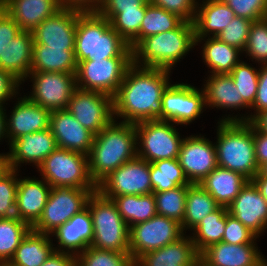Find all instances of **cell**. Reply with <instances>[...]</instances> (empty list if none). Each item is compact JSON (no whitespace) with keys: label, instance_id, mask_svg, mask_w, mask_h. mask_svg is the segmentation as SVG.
<instances>
[{"label":"cell","instance_id":"cell-1","mask_svg":"<svg viewBox=\"0 0 267 266\" xmlns=\"http://www.w3.org/2000/svg\"><path fill=\"white\" fill-rule=\"evenodd\" d=\"M170 70L131 64L113 97V115L121 122L162 120V95L171 84Z\"/></svg>","mask_w":267,"mask_h":266},{"label":"cell","instance_id":"cell-2","mask_svg":"<svg viewBox=\"0 0 267 266\" xmlns=\"http://www.w3.org/2000/svg\"><path fill=\"white\" fill-rule=\"evenodd\" d=\"M137 157V135L134 123L117 122L114 118L94 135L88 155L89 174L98 186L122 164Z\"/></svg>","mask_w":267,"mask_h":266},{"label":"cell","instance_id":"cell-3","mask_svg":"<svg viewBox=\"0 0 267 266\" xmlns=\"http://www.w3.org/2000/svg\"><path fill=\"white\" fill-rule=\"evenodd\" d=\"M74 52L77 63L90 59L132 57L129 44L112 28L110 21L97 12L78 15Z\"/></svg>","mask_w":267,"mask_h":266},{"label":"cell","instance_id":"cell-4","mask_svg":"<svg viewBox=\"0 0 267 266\" xmlns=\"http://www.w3.org/2000/svg\"><path fill=\"white\" fill-rule=\"evenodd\" d=\"M193 22L182 21L175 29L150 35L132 49V63L170 70L194 48Z\"/></svg>","mask_w":267,"mask_h":266},{"label":"cell","instance_id":"cell-5","mask_svg":"<svg viewBox=\"0 0 267 266\" xmlns=\"http://www.w3.org/2000/svg\"><path fill=\"white\" fill-rule=\"evenodd\" d=\"M215 143L218 166L241 173L248 180L259 172L250 122L219 121Z\"/></svg>","mask_w":267,"mask_h":266},{"label":"cell","instance_id":"cell-6","mask_svg":"<svg viewBox=\"0 0 267 266\" xmlns=\"http://www.w3.org/2000/svg\"><path fill=\"white\" fill-rule=\"evenodd\" d=\"M93 224L91 247L114 252L129 253L128 224L122 219L116 204L98 190L88 199Z\"/></svg>","mask_w":267,"mask_h":266},{"label":"cell","instance_id":"cell-7","mask_svg":"<svg viewBox=\"0 0 267 266\" xmlns=\"http://www.w3.org/2000/svg\"><path fill=\"white\" fill-rule=\"evenodd\" d=\"M37 169L51 187L97 189L89 174L88 156L83 153L58 147Z\"/></svg>","mask_w":267,"mask_h":266},{"label":"cell","instance_id":"cell-8","mask_svg":"<svg viewBox=\"0 0 267 266\" xmlns=\"http://www.w3.org/2000/svg\"><path fill=\"white\" fill-rule=\"evenodd\" d=\"M96 191L97 189L51 187L43 212L31 230L53 236L52 233L86 208L89 197Z\"/></svg>","mask_w":267,"mask_h":266},{"label":"cell","instance_id":"cell-9","mask_svg":"<svg viewBox=\"0 0 267 266\" xmlns=\"http://www.w3.org/2000/svg\"><path fill=\"white\" fill-rule=\"evenodd\" d=\"M174 124L163 120H147L136 123L137 157L149 163L178 158L184 138L180 137Z\"/></svg>","mask_w":267,"mask_h":266},{"label":"cell","instance_id":"cell-10","mask_svg":"<svg viewBox=\"0 0 267 266\" xmlns=\"http://www.w3.org/2000/svg\"><path fill=\"white\" fill-rule=\"evenodd\" d=\"M132 64V57H111L90 59L78 62L76 70L77 87L116 95L127 68Z\"/></svg>","mask_w":267,"mask_h":266},{"label":"cell","instance_id":"cell-11","mask_svg":"<svg viewBox=\"0 0 267 266\" xmlns=\"http://www.w3.org/2000/svg\"><path fill=\"white\" fill-rule=\"evenodd\" d=\"M183 235L179 222L156 214L150 220L130 227L129 253L136 261L141 255L169 245Z\"/></svg>","mask_w":267,"mask_h":266},{"label":"cell","instance_id":"cell-12","mask_svg":"<svg viewBox=\"0 0 267 266\" xmlns=\"http://www.w3.org/2000/svg\"><path fill=\"white\" fill-rule=\"evenodd\" d=\"M32 93L27 96L32 102L51 112L65 110L77 88L76 74L64 72H30Z\"/></svg>","mask_w":267,"mask_h":266},{"label":"cell","instance_id":"cell-13","mask_svg":"<svg viewBox=\"0 0 267 266\" xmlns=\"http://www.w3.org/2000/svg\"><path fill=\"white\" fill-rule=\"evenodd\" d=\"M97 190L108 199L121 195H143L152 193L150 163L135 157L107 176Z\"/></svg>","mask_w":267,"mask_h":266},{"label":"cell","instance_id":"cell-14","mask_svg":"<svg viewBox=\"0 0 267 266\" xmlns=\"http://www.w3.org/2000/svg\"><path fill=\"white\" fill-rule=\"evenodd\" d=\"M162 120L187 125L195 121L203 112L205 104L204 91L190 84H170L163 92Z\"/></svg>","mask_w":267,"mask_h":266},{"label":"cell","instance_id":"cell-15","mask_svg":"<svg viewBox=\"0 0 267 266\" xmlns=\"http://www.w3.org/2000/svg\"><path fill=\"white\" fill-rule=\"evenodd\" d=\"M67 110L94 135L113 119V98L105 93L76 88Z\"/></svg>","mask_w":267,"mask_h":266},{"label":"cell","instance_id":"cell-16","mask_svg":"<svg viewBox=\"0 0 267 266\" xmlns=\"http://www.w3.org/2000/svg\"><path fill=\"white\" fill-rule=\"evenodd\" d=\"M177 159L190 184L201 182L218 166L215 143L200 135L183 139Z\"/></svg>","mask_w":267,"mask_h":266},{"label":"cell","instance_id":"cell-17","mask_svg":"<svg viewBox=\"0 0 267 266\" xmlns=\"http://www.w3.org/2000/svg\"><path fill=\"white\" fill-rule=\"evenodd\" d=\"M80 13L76 9H60L31 31L33 44L47 45L48 48L75 49L76 25Z\"/></svg>","mask_w":267,"mask_h":266},{"label":"cell","instance_id":"cell-18","mask_svg":"<svg viewBox=\"0 0 267 266\" xmlns=\"http://www.w3.org/2000/svg\"><path fill=\"white\" fill-rule=\"evenodd\" d=\"M57 148L56 139L50 128L28 133L9 145L10 152L6 154L7 166L18 171L21 163H33L38 168Z\"/></svg>","mask_w":267,"mask_h":266},{"label":"cell","instance_id":"cell-19","mask_svg":"<svg viewBox=\"0 0 267 266\" xmlns=\"http://www.w3.org/2000/svg\"><path fill=\"white\" fill-rule=\"evenodd\" d=\"M227 211L257 237L267 229V201L252 180L241 188Z\"/></svg>","mask_w":267,"mask_h":266},{"label":"cell","instance_id":"cell-20","mask_svg":"<svg viewBox=\"0 0 267 266\" xmlns=\"http://www.w3.org/2000/svg\"><path fill=\"white\" fill-rule=\"evenodd\" d=\"M17 100L9 119L5 115L6 136L9 138V145L23 135L48 129L50 123L51 111L49 109L37 105L27 96Z\"/></svg>","mask_w":267,"mask_h":266},{"label":"cell","instance_id":"cell-21","mask_svg":"<svg viewBox=\"0 0 267 266\" xmlns=\"http://www.w3.org/2000/svg\"><path fill=\"white\" fill-rule=\"evenodd\" d=\"M49 128L59 148L89 155L94 134L84 128L67 109L50 113Z\"/></svg>","mask_w":267,"mask_h":266},{"label":"cell","instance_id":"cell-22","mask_svg":"<svg viewBox=\"0 0 267 266\" xmlns=\"http://www.w3.org/2000/svg\"><path fill=\"white\" fill-rule=\"evenodd\" d=\"M263 255L255 243L229 244L223 241L200 254V266H262Z\"/></svg>","mask_w":267,"mask_h":266},{"label":"cell","instance_id":"cell-23","mask_svg":"<svg viewBox=\"0 0 267 266\" xmlns=\"http://www.w3.org/2000/svg\"><path fill=\"white\" fill-rule=\"evenodd\" d=\"M51 186L44 179H18L15 216L32 227L40 218Z\"/></svg>","mask_w":267,"mask_h":266},{"label":"cell","instance_id":"cell-24","mask_svg":"<svg viewBox=\"0 0 267 266\" xmlns=\"http://www.w3.org/2000/svg\"><path fill=\"white\" fill-rule=\"evenodd\" d=\"M135 266H200V254L191 236L184 234L169 245L141 255Z\"/></svg>","mask_w":267,"mask_h":266},{"label":"cell","instance_id":"cell-25","mask_svg":"<svg viewBox=\"0 0 267 266\" xmlns=\"http://www.w3.org/2000/svg\"><path fill=\"white\" fill-rule=\"evenodd\" d=\"M52 234L58 242V247H54L55 251L75 256L83 252L93 240V224L89 209L86 207L75 214Z\"/></svg>","mask_w":267,"mask_h":266},{"label":"cell","instance_id":"cell-26","mask_svg":"<svg viewBox=\"0 0 267 266\" xmlns=\"http://www.w3.org/2000/svg\"><path fill=\"white\" fill-rule=\"evenodd\" d=\"M0 6L23 31H32L62 9L58 0H0Z\"/></svg>","mask_w":267,"mask_h":266},{"label":"cell","instance_id":"cell-27","mask_svg":"<svg viewBox=\"0 0 267 266\" xmlns=\"http://www.w3.org/2000/svg\"><path fill=\"white\" fill-rule=\"evenodd\" d=\"M202 2V4L197 3L193 21L195 45L204 41L206 37H211V34L212 37H216L236 16L235 12L222 0H202Z\"/></svg>","mask_w":267,"mask_h":266},{"label":"cell","instance_id":"cell-28","mask_svg":"<svg viewBox=\"0 0 267 266\" xmlns=\"http://www.w3.org/2000/svg\"><path fill=\"white\" fill-rule=\"evenodd\" d=\"M33 43L32 32L22 30L0 56V69L9 72L21 84L31 72Z\"/></svg>","mask_w":267,"mask_h":266},{"label":"cell","instance_id":"cell-29","mask_svg":"<svg viewBox=\"0 0 267 266\" xmlns=\"http://www.w3.org/2000/svg\"><path fill=\"white\" fill-rule=\"evenodd\" d=\"M247 181L241 173L217 166L199 184L220 207H228Z\"/></svg>","mask_w":267,"mask_h":266},{"label":"cell","instance_id":"cell-30","mask_svg":"<svg viewBox=\"0 0 267 266\" xmlns=\"http://www.w3.org/2000/svg\"><path fill=\"white\" fill-rule=\"evenodd\" d=\"M205 81L203 91L206 107L227 110L250 109L242 97H239L238 89L234 85L230 74H210Z\"/></svg>","mask_w":267,"mask_h":266},{"label":"cell","instance_id":"cell-31","mask_svg":"<svg viewBox=\"0 0 267 266\" xmlns=\"http://www.w3.org/2000/svg\"><path fill=\"white\" fill-rule=\"evenodd\" d=\"M74 50L33 44L31 72L76 73L78 63Z\"/></svg>","mask_w":267,"mask_h":266},{"label":"cell","instance_id":"cell-32","mask_svg":"<svg viewBox=\"0 0 267 266\" xmlns=\"http://www.w3.org/2000/svg\"><path fill=\"white\" fill-rule=\"evenodd\" d=\"M48 234L30 230L9 261L14 266H41L55 251Z\"/></svg>","mask_w":267,"mask_h":266},{"label":"cell","instance_id":"cell-33","mask_svg":"<svg viewBox=\"0 0 267 266\" xmlns=\"http://www.w3.org/2000/svg\"><path fill=\"white\" fill-rule=\"evenodd\" d=\"M219 207L216 200L199 183L187 185L185 214L181 223L183 232L185 229L192 231L205 216Z\"/></svg>","mask_w":267,"mask_h":266},{"label":"cell","instance_id":"cell-34","mask_svg":"<svg viewBox=\"0 0 267 266\" xmlns=\"http://www.w3.org/2000/svg\"><path fill=\"white\" fill-rule=\"evenodd\" d=\"M207 40V41H206ZM202 49V58L210 69L211 74H230L232 69L241 61L236 47L219 40L217 37H208Z\"/></svg>","mask_w":267,"mask_h":266},{"label":"cell","instance_id":"cell-35","mask_svg":"<svg viewBox=\"0 0 267 266\" xmlns=\"http://www.w3.org/2000/svg\"><path fill=\"white\" fill-rule=\"evenodd\" d=\"M112 201L129 228L157 214L154 193L115 196Z\"/></svg>","mask_w":267,"mask_h":266},{"label":"cell","instance_id":"cell-36","mask_svg":"<svg viewBox=\"0 0 267 266\" xmlns=\"http://www.w3.org/2000/svg\"><path fill=\"white\" fill-rule=\"evenodd\" d=\"M227 207H219L205 216L192 230V242L199 254L209 246L222 241L226 227Z\"/></svg>","mask_w":267,"mask_h":266},{"label":"cell","instance_id":"cell-37","mask_svg":"<svg viewBox=\"0 0 267 266\" xmlns=\"http://www.w3.org/2000/svg\"><path fill=\"white\" fill-rule=\"evenodd\" d=\"M150 179L152 193H160L190 184L177 158L150 163Z\"/></svg>","mask_w":267,"mask_h":266},{"label":"cell","instance_id":"cell-38","mask_svg":"<svg viewBox=\"0 0 267 266\" xmlns=\"http://www.w3.org/2000/svg\"><path fill=\"white\" fill-rule=\"evenodd\" d=\"M183 20L177 15L170 13L163 8L152 5L150 2L146 5L144 18L140 25L139 34L129 43L133 49L142 39L175 29Z\"/></svg>","mask_w":267,"mask_h":266},{"label":"cell","instance_id":"cell-39","mask_svg":"<svg viewBox=\"0 0 267 266\" xmlns=\"http://www.w3.org/2000/svg\"><path fill=\"white\" fill-rule=\"evenodd\" d=\"M31 227L18 217L0 218V262H9Z\"/></svg>","mask_w":267,"mask_h":266},{"label":"cell","instance_id":"cell-40","mask_svg":"<svg viewBox=\"0 0 267 266\" xmlns=\"http://www.w3.org/2000/svg\"><path fill=\"white\" fill-rule=\"evenodd\" d=\"M186 194L187 185L154 193L157 214L173 219L181 224L185 214Z\"/></svg>","mask_w":267,"mask_h":266},{"label":"cell","instance_id":"cell-41","mask_svg":"<svg viewBox=\"0 0 267 266\" xmlns=\"http://www.w3.org/2000/svg\"><path fill=\"white\" fill-rule=\"evenodd\" d=\"M75 258L76 266H135L130 253L101 250L91 246Z\"/></svg>","mask_w":267,"mask_h":266},{"label":"cell","instance_id":"cell-42","mask_svg":"<svg viewBox=\"0 0 267 266\" xmlns=\"http://www.w3.org/2000/svg\"><path fill=\"white\" fill-rule=\"evenodd\" d=\"M230 75L238 89L239 97L251 107L257 95L259 70L241 60Z\"/></svg>","mask_w":267,"mask_h":266},{"label":"cell","instance_id":"cell-43","mask_svg":"<svg viewBox=\"0 0 267 266\" xmlns=\"http://www.w3.org/2000/svg\"><path fill=\"white\" fill-rule=\"evenodd\" d=\"M19 171L7 168L0 175V218L15 216Z\"/></svg>","mask_w":267,"mask_h":266},{"label":"cell","instance_id":"cell-44","mask_svg":"<svg viewBox=\"0 0 267 266\" xmlns=\"http://www.w3.org/2000/svg\"><path fill=\"white\" fill-rule=\"evenodd\" d=\"M244 51L252 61L267 64V17L253 21Z\"/></svg>","mask_w":267,"mask_h":266},{"label":"cell","instance_id":"cell-45","mask_svg":"<svg viewBox=\"0 0 267 266\" xmlns=\"http://www.w3.org/2000/svg\"><path fill=\"white\" fill-rule=\"evenodd\" d=\"M146 8L123 10L111 21L112 28L129 44L140 31Z\"/></svg>","mask_w":267,"mask_h":266},{"label":"cell","instance_id":"cell-46","mask_svg":"<svg viewBox=\"0 0 267 266\" xmlns=\"http://www.w3.org/2000/svg\"><path fill=\"white\" fill-rule=\"evenodd\" d=\"M252 23V20L235 16L216 37L224 43L244 52Z\"/></svg>","mask_w":267,"mask_h":266},{"label":"cell","instance_id":"cell-47","mask_svg":"<svg viewBox=\"0 0 267 266\" xmlns=\"http://www.w3.org/2000/svg\"><path fill=\"white\" fill-rule=\"evenodd\" d=\"M238 17L258 21L267 17V0H222Z\"/></svg>","mask_w":267,"mask_h":266},{"label":"cell","instance_id":"cell-48","mask_svg":"<svg viewBox=\"0 0 267 266\" xmlns=\"http://www.w3.org/2000/svg\"><path fill=\"white\" fill-rule=\"evenodd\" d=\"M259 69V76H258V88H257V95L253 105L250 109L255 110L254 114H249L248 116L238 117L236 116H226V118L222 117L220 121H246L250 122L257 114L267 110V64L260 65ZM230 116V117H229Z\"/></svg>","mask_w":267,"mask_h":266},{"label":"cell","instance_id":"cell-49","mask_svg":"<svg viewBox=\"0 0 267 266\" xmlns=\"http://www.w3.org/2000/svg\"><path fill=\"white\" fill-rule=\"evenodd\" d=\"M258 237L245 227L238 219L226 214V227L222 241L229 244L256 243Z\"/></svg>","mask_w":267,"mask_h":266},{"label":"cell","instance_id":"cell-50","mask_svg":"<svg viewBox=\"0 0 267 266\" xmlns=\"http://www.w3.org/2000/svg\"><path fill=\"white\" fill-rule=\"evenodd\" d=\"M154 6L163 8L180 17L183 21L193 22L197 10L196 0H149Z\"/></svg>","mask_w":267,"mask_h":266},{"label":"cell","instance_id":"cell-51","mask_svg":"<svg viewBox=\"0 0 267 266\" xmlns=\"http://www.w3.org/2000/svg\"><path fill=\"white\" fill-rule=\"evenodd\" d=\"M149 2V0H102L96 12L111 21L123 10L146 8Z\"/></svg>","mask_w":267,"mask_h":266},{"label":"cell","instance_id":"cell-52","mask_svg":"<svg viewBox=\"0 0 267 266\" xmlns=\"http://www.w3.org/2000/svg\"><path fill=\"white\" fill-rule=\"evenodd\" d=\"M21 31L14 19L0 6V56H3L9 42Z\"/></svg>","mask_w":267,"mask_h":266},{"label":"cell","instance_id":"cell-53","mask_svg":"<svg viewBox=\"0 0 267 266\" xmlns=\"http://www.w3.org/2000/svg\"><path fill=\"white\" fill-rule=\"evenodd\" d=\"M21 83L15 79L9 72L0 69V105L12 99L18 94Z\"/></svg>","mask_w":267,"mask_h":266},{"label":"cell","instance_id":"cell-54","mask_svg":"<svg viewBox=\"0 0 267 266\" xmlns=\"http://www.w3.org/2000/svg\"><path fill=\"white\" fill-rule=\"evenodd\" d=\"M62 8L76 9L81 12H96L102 0H58Z\"/></svg>","mask_w":267,"mask_h":266},{"label":"cell","instance_id":"cell-55","mask_svg":"<svg viewBox=\"0 0 267 266\" xmlns=\"http://www.w3.org/2000/svg\"><path fill=\"white\" fill-rule=\"evenodd\" d=\"M255 157L259 168L267 163V134L254 127Z\"/></svg>","mask_w":267,"mask_h":266},{"label":"cell","instance_id":"cell-56","mask_svg":"<svg viewBox=\"0 0 267 266\" xmlns=\"http://www.w3.org/2000/svg\"><path fill=\"white\" fill-rule=\"evenodd\" d=\"M41 266H76L75 255L54 251Z\"/></svg>","mask_w":267,"mask_h":266},{"label":"cell","instance_id":"cell-57","mask_svg":"<svg viewBox=\"0 0 267 266\" xmlns=\"http://www.w3.org/2000/svg\"><path fill=\"white\" fill-rule=\"evenodd\" d=\"M250 123L260 132L267 134V110L257 114Z\"/></svg>","mask_w":267,"mask_h":266},{"label":"cell","instance_id":"cell-58","mask_svg":"<svg viewBox=\"0 0 267 266\" xmlns=\"http://www.w3.org/2000/svg\"><path fill=\"white\" fill-rule=\"evenodd\" d=\"M263 198L267 201V177H263L259 172L252 179Z\"/></svg>","mask_w":267,"mask_h":266},{"label":"cell","instance_id":"cell-59","mask_svg":"<svg viewBox=\"0 0 267 266\" xmlns=\"http://www.w3.org/2000/svg\"><path fill=\"white\" fill-rule=\"evenodd\" d=\"M5 108L3 105H0V140H2L6 136V125H5V115H6Z\"/></svg>","mask_w":267,"mask_h":266},{"label":"cell","instance_id":"cell-60","mask_svg":"<svg viewBox=\"0 0 267 266\" xmlns=\"http://www.w3.org/2000/svg\"><path fill=\"white\" fill-rule=\"evenodd\" d=\"M8 168L7 166V159H6V153L0 154V175Z\"/></svg>","mask_w":267,"mask_h":266},{"label":"cell","instance_id":"cell-61","mask_svg":"<svg viewBox=\"0 0 267 266\" xmlns=\"http://www.w3.org/2000/svg\"><path fill=\"white\" fill-rule=\"evenodd\" d=\"M259 173L263 176V177H267V163L263 164L260 167Z\"/></svg>","mask_w":267,"mask_h":266},{"label":"cell","instance_id":"cell-62","mask_svg":"<svg viewBox=\"0 0 267 266\" xmlns=\"http://www.w3.org/2000/svg\"><path fill=\"white\" fill-rule=\"evenodd\" d=\"M0 266H14L10 262H0Z\"/></svg>","mask_w":267,"mask_h":266},{"label":"cell","instance_id":"cell-63","mask_svg":"<svg viewBox=\"0 0 267 266\" xmlns=\"http://www.w3.org/2000/svg\"><path fill=\"white\" fill-rule=\"evenodd\" d=\"M262 266H267V259H265L264 256H263V264H262Z\"/></svg>","mask_w":267,"mask_h":266}]
</instances>
